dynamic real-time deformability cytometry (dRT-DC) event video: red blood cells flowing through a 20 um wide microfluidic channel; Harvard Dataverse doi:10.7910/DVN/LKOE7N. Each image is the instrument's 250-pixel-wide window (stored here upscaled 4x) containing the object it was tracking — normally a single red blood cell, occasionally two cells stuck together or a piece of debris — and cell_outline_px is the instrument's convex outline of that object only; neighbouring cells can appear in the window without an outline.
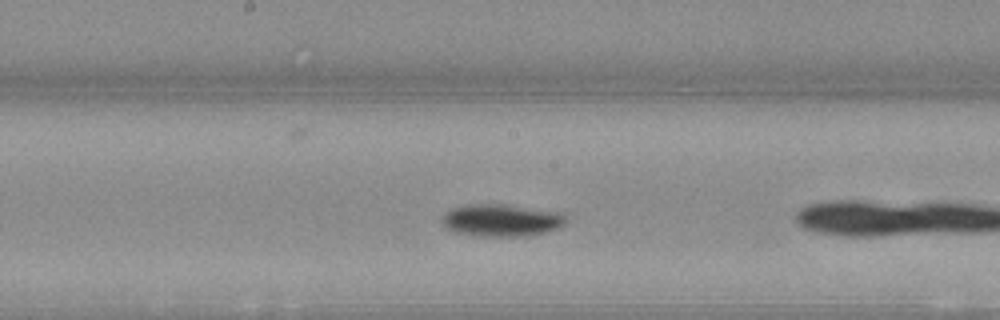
{"species": "Egyptian fruit bat (a non-hibernating species)", "species_latin": "Rousettus aegyptiacus", "temperature_condition": "warm", "stored_images_in_passage": 34, "camera_frame_rate_fps": 3000, "um_per_image_px": 0.085, "animal": {"sex": "female"}, "frame": {"image": 1, "passage_image": 10, "time_ms": 3.0, "image_size_px": [1000, 320], "cell_outline_px": [[564, 224], [560, 228], [548, 232], [528, 236], [480, 236], [456, 232], [444, 228], [440, 220], [444, 212], [452, 208], [464, 204], [504, 204], [564, 212]], "centroid_in_image_um": [42.6, 18.72], "position_along_channel_um": 205.6, "area_um2": 23.76}, "authors_computed_cell_mechanics": {"area_um2": 21.1548, "velocity_mm_per_s": 4.0026, "shape_relaxation_time_tau1_ms": 2.5698, "shape_relaxation_time_tau2_ms": null, "deformation_change_tau1": 0.0991, "deformation_change_tau2": null}}